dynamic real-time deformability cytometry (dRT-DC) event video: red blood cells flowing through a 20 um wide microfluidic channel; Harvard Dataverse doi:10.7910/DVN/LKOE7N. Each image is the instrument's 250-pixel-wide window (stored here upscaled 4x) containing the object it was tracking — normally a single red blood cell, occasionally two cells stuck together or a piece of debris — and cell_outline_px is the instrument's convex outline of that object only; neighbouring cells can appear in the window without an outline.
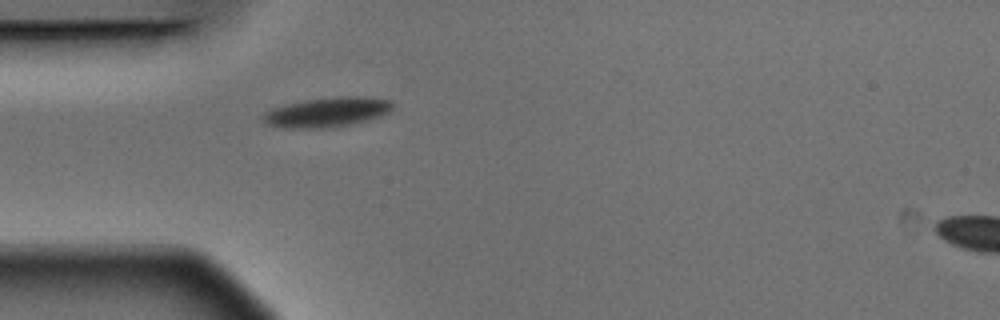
{"species": "Egyptian fruit bat (a non-hibernating species)", "species_latin": "Rousettus aegyptiacus", "temperature_condition": "warm", "stored_images_in_passage": 2, "segment_of_instrument_passage": [1, 2], "camera_frame_rate_fps": 3000, "um_per_image_px": 0.085, "animal": {"sex": "male"}, "frame": {"image": 1, "passage_image": 1, "time_ms": 0.0, "image_size_px": [1000, 320], "cell_outline_px": [[392, 108], [388, 112], [380, 116], [352, 124], [324, 128], [284, 128], [264, 124], [260, 120], [260, 116], [264, 112], [272, 108], [304, 100], [340, 96], [364, 96], [392, 100]], "centroid_in_image_um": [27.75, 9.53], "position_along_channel_um": 57.3, "area_um2": 22.6}}